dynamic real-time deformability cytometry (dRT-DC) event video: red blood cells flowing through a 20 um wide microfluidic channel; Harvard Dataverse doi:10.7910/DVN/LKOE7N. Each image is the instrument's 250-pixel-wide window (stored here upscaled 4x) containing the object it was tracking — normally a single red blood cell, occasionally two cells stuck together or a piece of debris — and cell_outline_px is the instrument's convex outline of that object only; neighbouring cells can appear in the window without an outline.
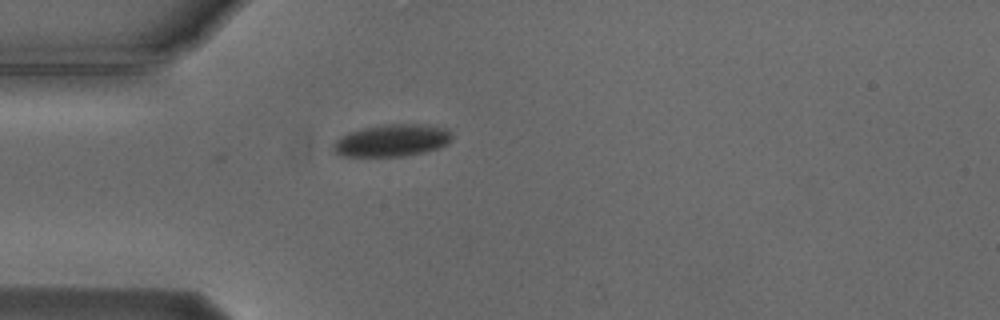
{"species": "Egyptian fruit bat (a non-hibernating species)", "species_latin": "Rousettus aegyptiacus", "temperature_condition": "cold", "stored_images_in_passage": 22, "camera_frame_rate_fps": 3000, "um_per_image_px": 0.085, "animal": {"sex": "male"}, "frame": {"image": 1, "passage_image": 1, "time_ms": 0.0, "image_size_px": [1000, 320], "cell_outline_px": [[452, 140], [448, 144], [424, 152], [404, 156], [340, 156], [332, 148], [332, 144], [340, 136], [348, 132], [364, 128], [388, 124], [428, 124], [448, 128], [452, 132]], "centroid_in_image_um": [33.35, 11.93], "position_along_channel_um": 51.7, "area_um2": 22.43}}
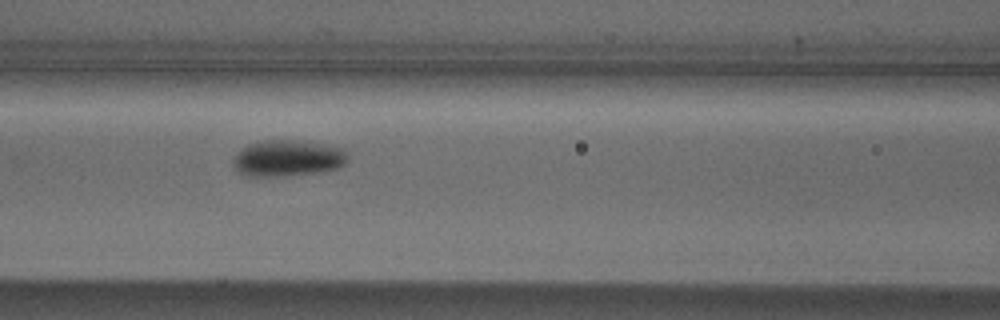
{"frame": {"image": 2, "passage_image": 9, "time_ms": 2.667, "image_size_px": [1000, 320], "cell_outline_px": [[348, 160], [344, 164], [336, 168], [320, 172], [284, 176], [248, 176], [240, 172], [232, 164], [232, 160], [244, 148], [252, 144], [264, 140], [292, 140], [348, 148]], "centroid_in_image_um": [24.52, 13.45], "position_along_channel_um": 142.1, "area_um2": 24.04}}
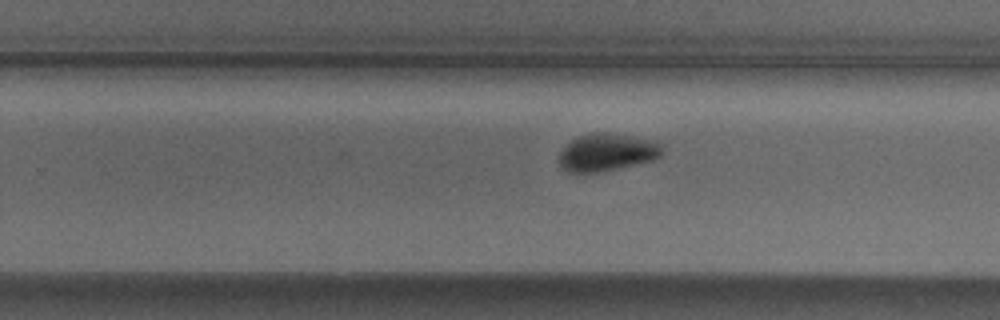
{"frame": {"image": 3, "passage_image": 20, "time_ms": 6.333, "image_size_px": [1000, 320], "cell_outline_px": [[664, 152], [660, 156], [652, 160], [600, 172], [568, 172], [560, 168], [560, 152], [572, 140], [580, 136], [596, 132], [604, 132], [648, 140], [660, 144]], "centroid_in_image_um": [51.56, 12.96], "position_along_channel_um": 278.2, "area_um2": 21.96}}